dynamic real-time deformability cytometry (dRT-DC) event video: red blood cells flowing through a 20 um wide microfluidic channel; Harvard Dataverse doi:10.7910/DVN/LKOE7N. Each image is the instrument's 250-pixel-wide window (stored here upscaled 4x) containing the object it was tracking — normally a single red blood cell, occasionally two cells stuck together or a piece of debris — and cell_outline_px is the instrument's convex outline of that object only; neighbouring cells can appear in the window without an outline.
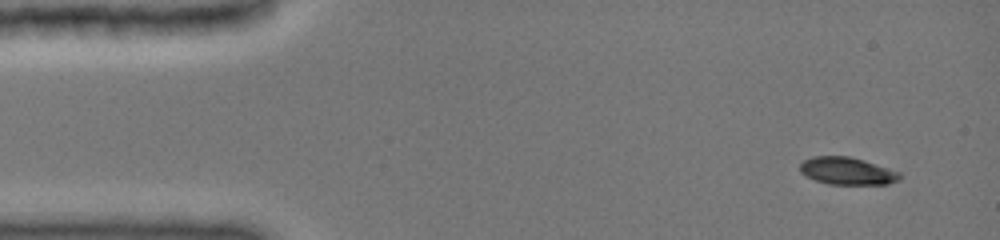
{"species": "common noctule bat (a hibernating species)", "species_latin": "Nyctalus noctula", "temperature_condition": "cold", "stored_images_in_passage": 8, "camera_frame_rate_fps": 3000, "um_per_image_px": 0.085, "animal": {"sex": "female", "body_mass_g": 19.0, "forearm_length_mm": 51.5}, "frame": {"image": 1, "passage_image": 1, "time_ms": 0.0, "image_size_px": [1000, 240], "cell_outline_px": [[900, 180], [888, 184], [828, 184], [816, 180], [800, 172], [800, 164], [804, 160], [812, 156], [848, 156], [864, 160], [900, 172]], "centroid_in_image_um": [72.01, 14.53], "position_along_channel_um": 13.0, "area_um2": 15.84}}
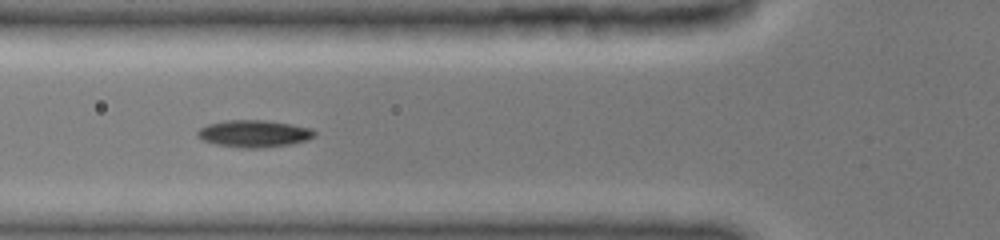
{"frame": {"image": 2, "passage_image": 5, "time_ms": 4.667, "image_size_px": [1000, 240], "cell_outline_px": [[316, 136], [308, 140], [288, 144], [256, 148], [240, 148], [216, 144], [204, 140], [196, 136], [196, 132], [200, 128], [208, 124], [224, 120], [268, 120], [292, 124], [312, 128], [316, 132]], "centroid_in_image_um": [21.6, 11.34], "position_along_channel_um": 104.2, "area_um2": 18.55}}
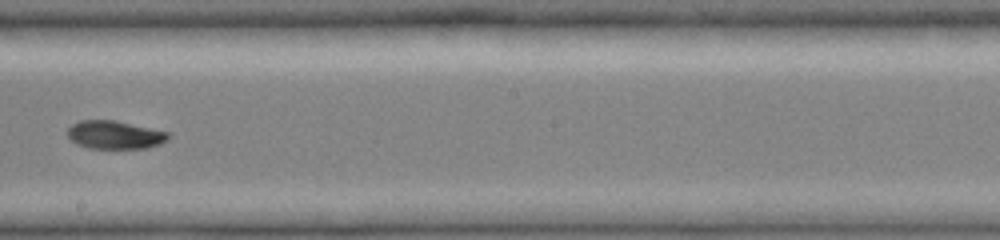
{"frame": {"image": 3, "passage_image": 8, "time_ms": 8.0, "image_size_px": [1000, 240], "cell_outline_px": [[168, 140], [160, 144], [148, 148], [88, 148], [76, 144], [68, 136], [68, 128], [72, 124], [80, 120], [116, 120], [168, 132]], "centroid_in_image_um": [9.75, 11.46], "position_along_channel_um": 238.5, "area_um2": 16.53}}